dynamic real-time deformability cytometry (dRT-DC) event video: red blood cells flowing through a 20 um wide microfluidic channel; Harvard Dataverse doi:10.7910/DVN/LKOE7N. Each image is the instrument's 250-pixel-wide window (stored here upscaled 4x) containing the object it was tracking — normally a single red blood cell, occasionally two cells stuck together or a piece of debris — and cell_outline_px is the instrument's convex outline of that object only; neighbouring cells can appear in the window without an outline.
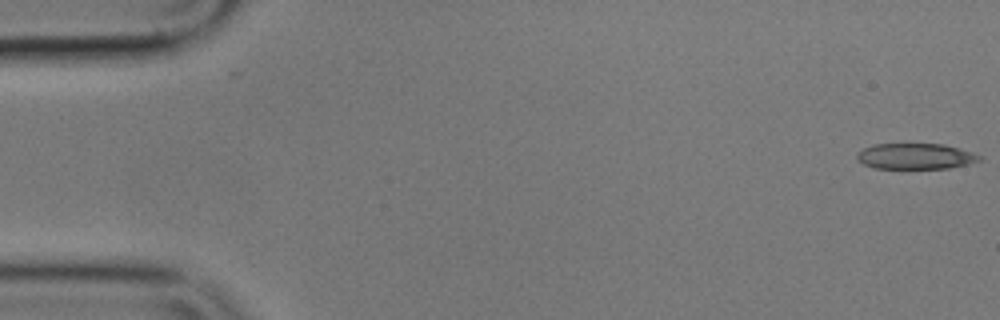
{"species": "common noctule bat (a hibernating species)", "species_latin": "Nyctalus noctula", "temperature_condition": "cold", "stored_images_in_passage": 9, "camera_frame_rate_fps": 3000, "um_per_image_px": 0.085, "animal": {"sex": "male", "body_mass_g": 17.9}, "frame": {"image": 1, "passage_image": 1, "time_ms": 0.0, "image_size_px": [1000, 320], "cell_outline_px": [[984, 156], [980, 160], [968, 164], [948, 168], [876, 168], [864, 164], [856, 160], [856, 156], [864, 148], [872, 144], [944, 144], [960, 148]], "centroid_in_image_um": [77.84, 13.27], "position_along_channel_um": 7.2, "area_um2": 18.38}}